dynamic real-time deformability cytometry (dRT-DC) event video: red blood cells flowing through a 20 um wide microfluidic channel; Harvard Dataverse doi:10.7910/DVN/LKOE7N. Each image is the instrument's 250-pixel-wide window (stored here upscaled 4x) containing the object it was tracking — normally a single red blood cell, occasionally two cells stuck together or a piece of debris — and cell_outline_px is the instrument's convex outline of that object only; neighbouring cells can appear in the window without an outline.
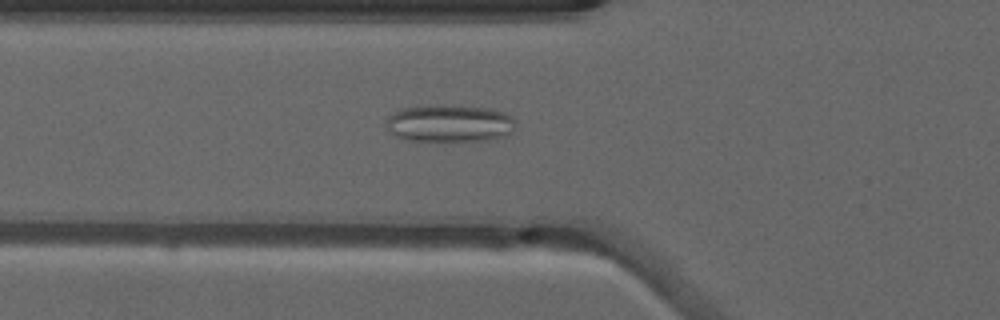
{"species": "common noctule bat (a hibernating species)", "species_latin": "Nyctalus noctula", "temperature_condition": "warm", "stored_images_in_passage": 38, "camera_frame_rate_fps": 3000, "um_per_image_px": 0.085, "animal": {"sex": "male", "forearm_length_mm": 52.5}, "frame": {"image": 1, "passage_image": 6, "time_ms": 1.667, "image_size_px": [1000, 320], "cell_outline_px": [[516, 120], [512, 128], [504, 136], [488, 140], [412, 140], [396, 136], [388, 128], [388, 116], [404, 108], [440, 104], [448, 104], [488, 108], [504, 112], [512, 116]], "centroid_in_image_um": [38.25, 10.46], "position_along_channel_um": 87.6, "area_um2": 27.74}}
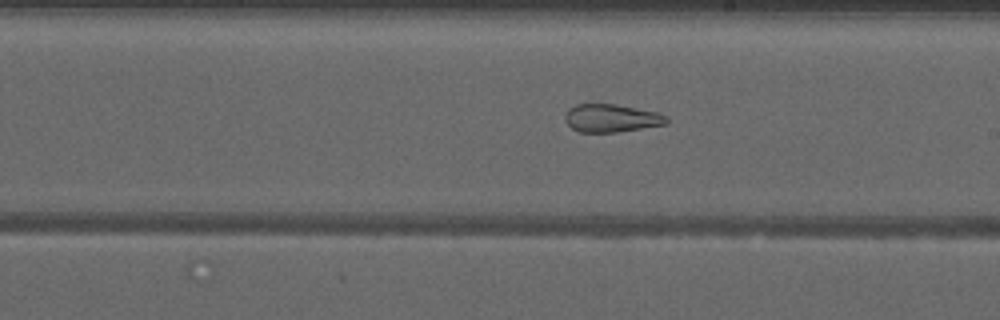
{"frame": {"image": 2, "passage_image": 17, "time_ms": 5.333, "image_size_px": [1000, 320], "cell_outline_px": [[668, 120], [664, 124], [616, 132], [580, 132], [572, 128], [564, 120], [564, 116], [568, 108], [576, 104], [616, 104], [660, 112], [668, 116]], "centroid_in_image_um": [51.95, 10.03], "position_along_channel_um": 237.0, "area_um2": 16.59}, "authors_computed_cell_mechanics": {"area_um2": 21.097, "velocity_mm_per_s": 4.0598, "shape_relaxation_time_tau1_ms": null, "shape_relaxation_time_tau2_ms": 2.4227, "deformation_change_tau1": null, "deformation_change_tau2": 0.1253}}